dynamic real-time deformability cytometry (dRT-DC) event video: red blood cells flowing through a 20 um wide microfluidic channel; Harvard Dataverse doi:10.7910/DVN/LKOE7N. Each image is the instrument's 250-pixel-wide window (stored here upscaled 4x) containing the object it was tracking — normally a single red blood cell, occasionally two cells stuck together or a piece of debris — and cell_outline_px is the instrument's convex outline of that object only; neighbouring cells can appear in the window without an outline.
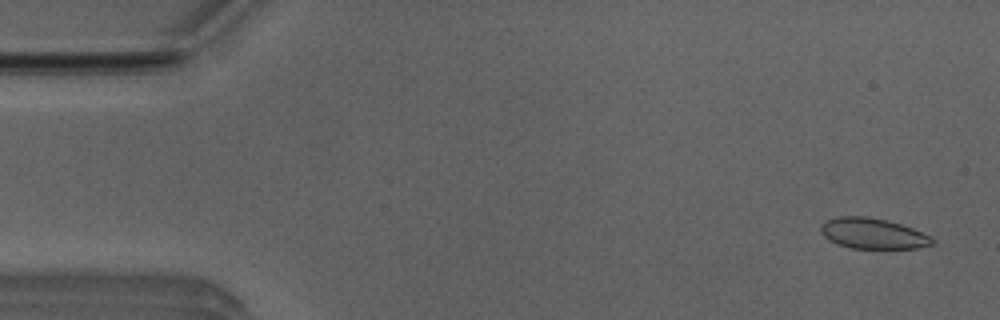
{"species": "Egyptian fruit bat (a non-hibernating species)", "species_latin": "Rousettus aegyptiacus", "temperature_condition": "room temperature", "stored_images_in_passage": 4, "camera_frame_rate_fps": 3000, "um_per_image_px": 0.085, "animal": {"sex": "male"}, "frame": {"image": 1, "passage_image": 1, "time_ms": 0.0, "image_size_px": [1000, 320], "cell_outline_px": [[936, 244], [916, 248], [852, 248], [836, 244], [828, 240], [820, 232], [820, 224], [836, 216], [868, 216], [900, 224], [912, 228], [932, 236], [936, 240]], "centroid_in_image_um": [74.2, 19.85], "position_along_channel_um": 10.8, "area_um2": 20.06}}